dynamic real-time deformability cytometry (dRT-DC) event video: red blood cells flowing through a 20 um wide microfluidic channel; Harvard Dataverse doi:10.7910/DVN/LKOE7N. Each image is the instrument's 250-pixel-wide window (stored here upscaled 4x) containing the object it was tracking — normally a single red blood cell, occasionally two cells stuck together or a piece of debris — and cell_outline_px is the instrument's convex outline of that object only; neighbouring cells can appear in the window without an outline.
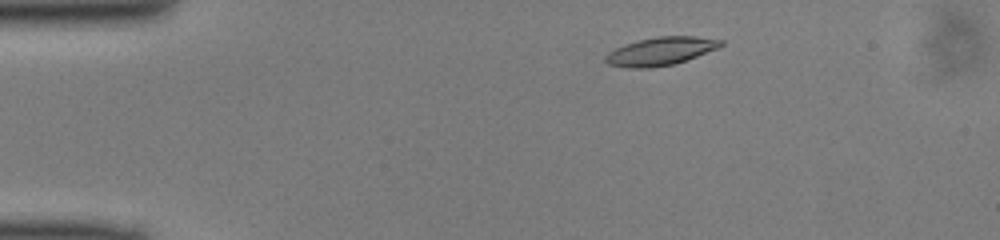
{"species": "common noctule bat (a hibernating species)", "species_latin": "Nyctalus noctula", "temperature_condition": "cold", "stored_images_in_passage": 44, "camera_frame_rate_fps": 3000, "um_per_image_px": 0.085, "animal": {"sex": "male", "body_mass_g": 13.0, "forearm_length_mm": 53.1}, "frame": {"image": 1, "passage_image": 3, "time_ms": 0.667, "image_size_px": [1000, 240], "cell_outline_px": [[724, 44], [720, 48], [672, 64], [652, 68], [628, 68], [608, 64], [604, 60], [604, 56], [608, 52], [624, 44], [656, 36], [696, 36], [724, 40]], "centroid_in_image_um": [56.15, 4.35], "position_along_channel_um": 28.8, "area_um2": 18.96}}
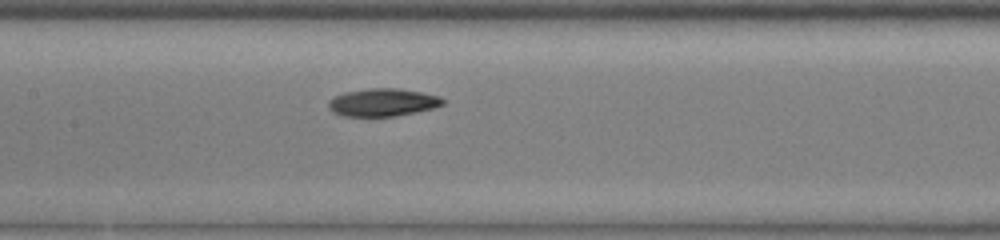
{"frame": {"image": 2, "passage_image": 18, "time_ms": 5.667, "image_size_px": [1000, 240], "cell_outline_px": [[444, 104], [432, 108], [396, 116], [344, 116], [332, 112], [328, 108], [328, 100], [332, 96], [344, 92], [368, 88], [396, 88], [420, 92], [440, 96], [444, 100]], "centroid_in_image_um": [32.47, 8.69], "position_along_channel_um": 174.9, "area_um2": 18.55}}
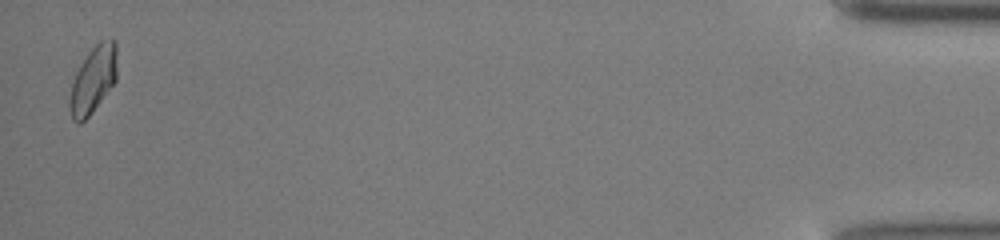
{"frame": {"image": 3, "passage_image": 43, "time_ms": 14.0, "image_size_px": [1000, 240], "cell_outline_px": [[116, 80], [92, 112], [80, 124], [76, 124], [72, 120], [68, 108], [68, 100], [72, 84], [76, 72], [88, 52], [100, 40], [112, 36], [116, 40]], "centroid_in_image_um": [7.9, 6.76], "position_along_channel_um": 427.3, "area_um2": 18.61}}